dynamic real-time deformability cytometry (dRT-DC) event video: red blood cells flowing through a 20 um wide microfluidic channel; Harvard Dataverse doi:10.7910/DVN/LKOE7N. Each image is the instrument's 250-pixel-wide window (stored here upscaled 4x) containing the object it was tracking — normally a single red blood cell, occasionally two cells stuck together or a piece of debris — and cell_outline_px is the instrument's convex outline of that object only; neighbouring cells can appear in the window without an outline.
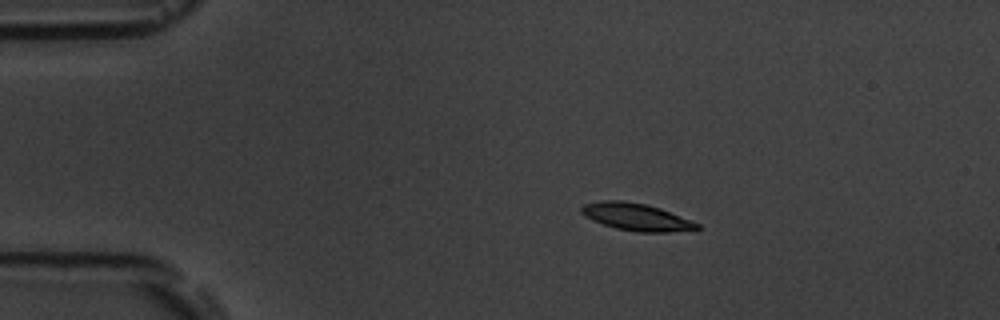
{"species": "common noctule bat (a hibernating species)", "species_latin": "Nyctalus noctula", "temperature_condition": "room temperature", "stored_images_in_passage": 11, "camera_frame_rate_fps": 3000, "um_per_image_px": 0.085, "animal": {"sex": "male", "body_mass_g": 19.5, "forearm_length_mm": 54.6}, "frame": {"image": 1, "passage_image": 2, "time_ms": 2.0, "image_size_px": [1000, 320], "cell_outline_px": [[700, 228], [696, 232], [636, 232], [616, 228], [592, 220], [584, 216], [580, 212], [580, 208], [584, 204], [600, 200], [624, 200], [648, 204], [660, 208], [692, 220], [700, 224]], "centroid_in_image_um": [54.16, 18.45], "position_along_channel_um": 30.8, "area_um2": 18.9}}
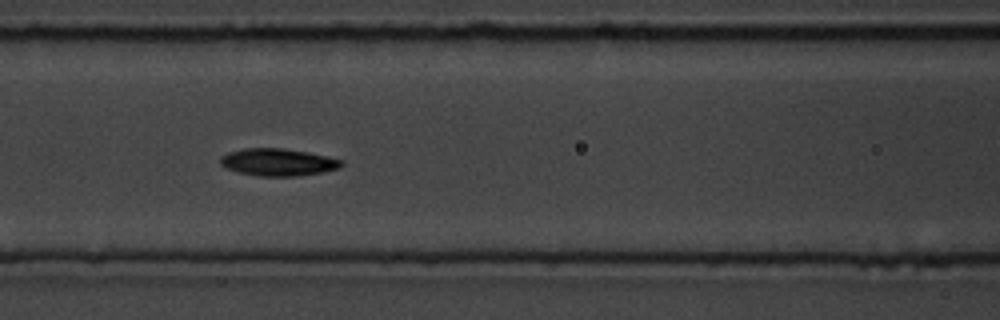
{"frame": {"image": 2, "passage_image": 6, "time_ms": 6.667, "image_size_px": [1000, 320], "cell_outline_px": [[344, 164], [340, 168], [320, 172], [296, 176], [260, 176], [240, 172], [224, 168], [220, 164], [220, 156], [228, 152], [244, 148], [284, 148], [308, 152], [328, 156], [344, 160]], "centroid_in_image_um": [23.63, 13.77], "position_along_channel_um": 143.0, "area_um2": 19.36}}
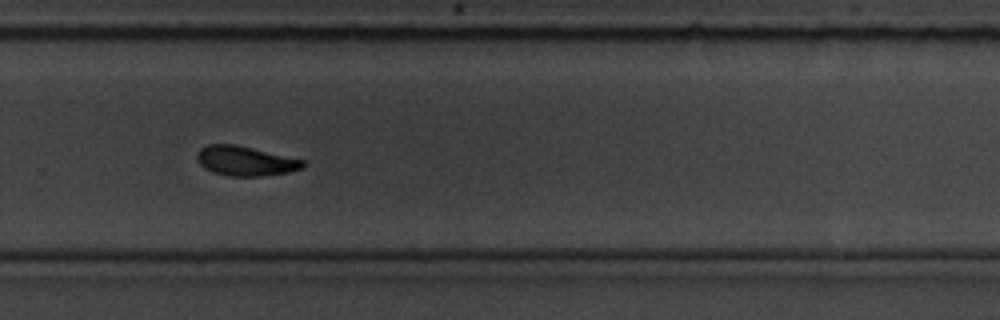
{"frame": {"image": 3, "passage_image": 10, "time_ms": 11.333, "image_size_px": [1000, 320], "cell_outline_px": [[304, 168], [288, 172], [260, 176], [228, 176], [212, 172], [204, 168], [196, 160], [196, 152], [200, 148], [208, 144], [236, 144], [304, 160]], "centroid_in_image_um": [20.81, 13.68], "position_along_channel_um": 309.0, "area_um2": 18.38}}